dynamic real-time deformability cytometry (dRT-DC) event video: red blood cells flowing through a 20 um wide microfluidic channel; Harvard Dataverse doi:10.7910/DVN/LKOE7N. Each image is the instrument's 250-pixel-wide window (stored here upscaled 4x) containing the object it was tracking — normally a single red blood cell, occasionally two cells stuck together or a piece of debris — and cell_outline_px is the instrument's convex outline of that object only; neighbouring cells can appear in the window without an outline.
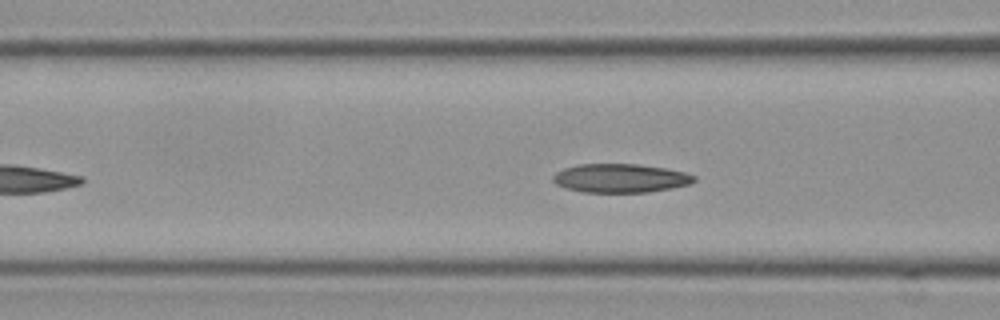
{"species": "Egyptian fruit bat (a non-hibernating species)", "species_latin": "Rousettus aegyptiacus", "temperature_condition": "cold", "stored_images_in_passage": 45, "camera_frame_rate_fps": 3000, "um_per_image_px": 0.085, "frame": {"image": 1, "passage_image": 14, "time_ms": 4.333, "image_size_px": [1000, 320], "cell_outline_px": [[696, 180], [688, 184], [672, 188], [648, 192], [584, 192], [568, 188], [556, 184], [552, 180], [552, 176], [556, 172], [564, 168], [576, 164], [636, 164], [664, 168], [684, 172], [696, 176]], "centroid_in_image_um": [52.71, 15.14], "position_along_channel_um": 113.9, "area_um2": 23.52}}
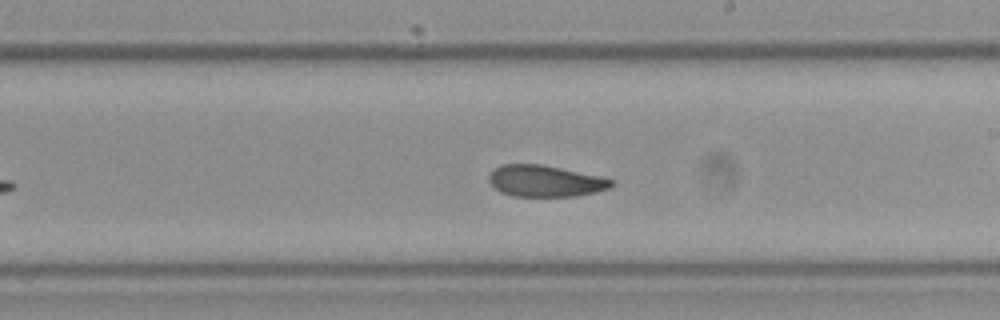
{"frame": {"image": 2, "passage_image": 25, "time_ms": 8.0, "image_size_px": [1000, 320], "cell_outline_px": [[616, 184], [608, 188], [596, 192], [576, 196], [512, 196], [500, 192], [488, 180], [488, 176], [492, 168], [500, 164], [540, 164], [600, 176], [616, 180]], "centroid_in_image_um": [46.34, 15.38], "position_along_channel_um": 242.7, "area_um2": 22.6}}
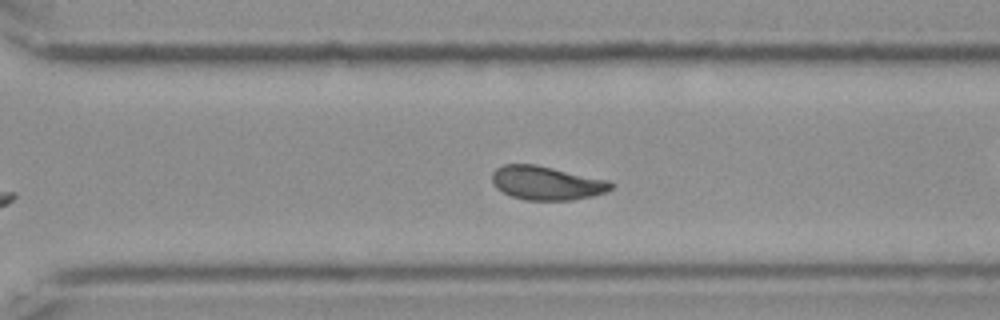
{"frame": {"image": 3, "passage_image": 32, "time_ms": 10.333, "image_size_px": [1000, 320], "cell_outline_px": [[612, 188], [604, 192], [592, 196], [572, 200], [524, 200], [512, 196], [496, 188], [492, 180], [492, 172], [496, 168], [504, 164], [536, 164], [608, 180], [612, 184]], "centroid_in_image_um": [46.43, 15.55], "position_along_channel_um": 324.2, "area_um2": 23.29}, "authors_computed_cell_mechanics": {"area_um2": 23.2356, "velocity_mm_per_s": 3.507, "shape_relaxation_time_tau1_ms": 8.3842, "shape_relaxation_time_tau2_ms": 3.5857, "deformation_change_tau1": 0.1817, "deformation_change_tau2": 0.0915}}